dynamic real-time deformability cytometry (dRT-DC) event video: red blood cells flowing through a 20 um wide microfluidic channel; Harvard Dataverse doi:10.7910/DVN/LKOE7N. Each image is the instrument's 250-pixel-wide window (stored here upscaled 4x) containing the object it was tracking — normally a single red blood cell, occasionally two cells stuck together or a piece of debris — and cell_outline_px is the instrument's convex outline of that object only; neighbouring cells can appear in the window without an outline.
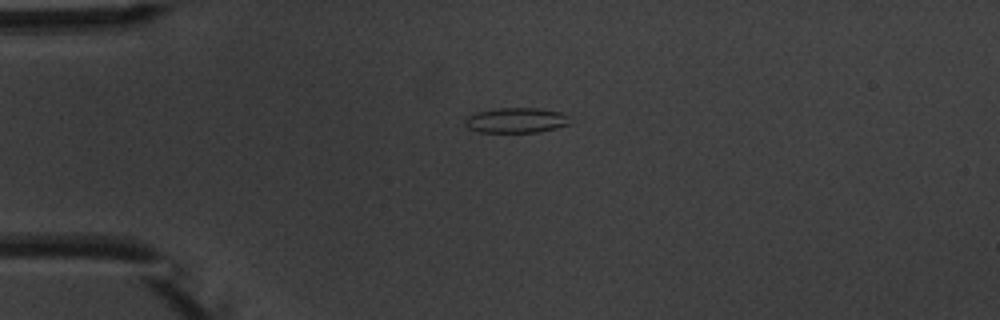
{"species": "common noctule bat (a hibernating species)", "species_latin": "Nyctalus noctula", "temperature_condition": "warm", "stored_images_in_passage": 2, "camera_frame_rate_fps": 3000, "um_per_image_px": 0.085, "animal": {"sex": "male", "body_mass_g": 20.1, "forearm_length_mm": 53.5}, "frame": {"image": 1, "passage_image": 1, "time_ms": 0.0, "image_size_px": [1000, 320], "cell_outline_px": [[572, 124], [556, 128], [536, 132], [480, 132], [468, 128], [464, 124], [464, 120], [468, 116], [476, 112], [500, 108], [536, 108], [560, 112], [572, 116]], "centroid_in_image_um": [43.93, 10.22], "position_along_channel_um": 41.1, "area_um2": 15.55}}